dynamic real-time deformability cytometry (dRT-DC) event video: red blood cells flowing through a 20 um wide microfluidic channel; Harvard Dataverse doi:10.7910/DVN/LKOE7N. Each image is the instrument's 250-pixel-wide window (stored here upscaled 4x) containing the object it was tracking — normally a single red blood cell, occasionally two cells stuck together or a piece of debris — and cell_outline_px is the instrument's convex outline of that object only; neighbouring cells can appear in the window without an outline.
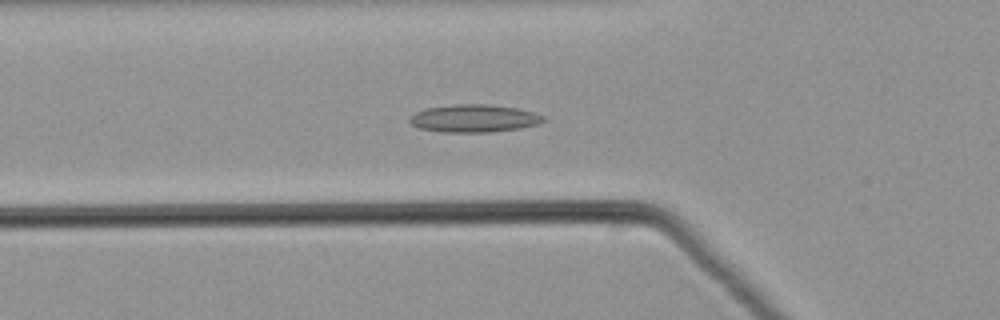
{"species": "common noctule bat (a hibernating species)", "species_latin": "Nyctalus noctula", "temperature_condition": "warm", "stored_images_in_passage": 53, "camera_frame_rate_fps": 3000, "um_per_image_px": 0.085, "animal": {"sex": "male", "body_mass_g": 21.5, "forearm_length_mm": 52.0}, "frame": {"image": 1, "passage_image": 19, "time_ms": 6.0, "image_size_px": [1000, 320], "cell_outline_px": [[548, 120], [540, 124], [520, 128], [492, 132], [440, 132], [416, 128], [408, 120], [416, 112], [424, 108], [452, 104], [488, 104], [516, 108], [532, 112], [544, 116]], "centroid_in_image_um": [40.29, 10.06], "position_along_channel_um": 85.5, "area_um2": 21.85}}
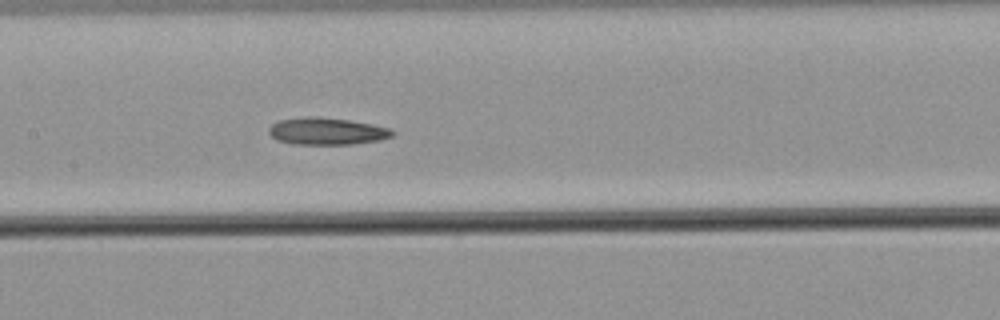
{"frame": {"image": 2, "passage_image": 26, "time_ms": 8.333, "image_size_px": [1000, 320], "cell_outline_px": [[396, 132], [392, 136], [380, 140], [352, 144], [292, 144], [276, 140], [268, 132], [268, 128], [276, 120], [304, 116], [348, 120], [372, 124], [388, 128]], "centroid_in_image_um": [27.73, 11.16], "position_along_channel_um": 179.7, "area_um2": 19.48}}
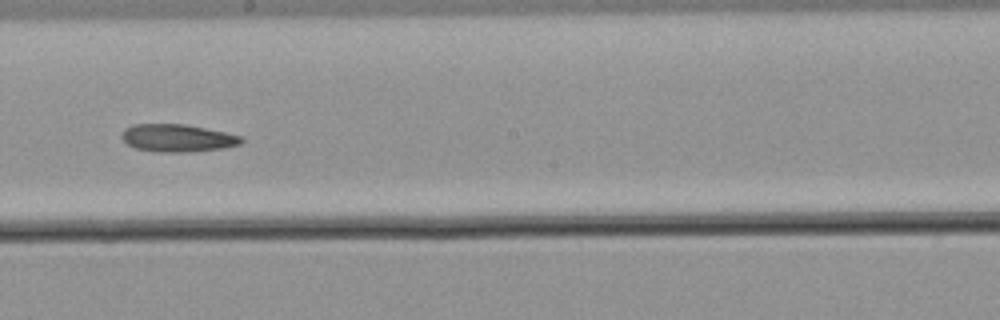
{"frame": {"image": 3, "passage_image": 30, "time_ms": 9.667, "image_size_px": [1000, 320], "cell_outline_px": [[244, 140], [240, 144], [220, 148], [184, 152], [156, 152], [136, 148], [128, 144], [120, 136], [124, 128], [132, 124], [184, 124], [244, 136]], "centroid_in_image_um": [15.06, 11.72], "position_along_channel_um": 233.1, "area_um2": 19.13}}